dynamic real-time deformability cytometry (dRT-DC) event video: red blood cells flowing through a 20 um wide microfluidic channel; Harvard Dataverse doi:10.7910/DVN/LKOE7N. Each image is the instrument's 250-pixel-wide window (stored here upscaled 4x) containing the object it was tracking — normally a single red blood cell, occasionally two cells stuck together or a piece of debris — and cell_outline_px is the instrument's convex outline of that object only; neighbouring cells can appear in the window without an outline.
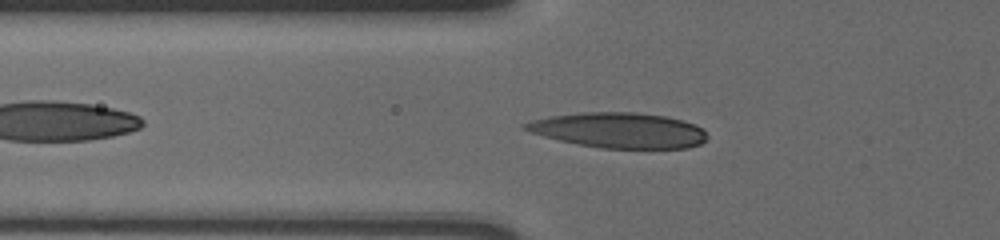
{"species": "human", "species_latin": "Homo sapiens", "temperature_condition": "cold", "stored_images_in_passage": 43, "camera_frame_rate_fps": 3000, "um_per_image_px": 0.085, "donor": {"sex": "male"}, "frame": {"image": 1, "passage_image": 6, "time_ms": 1.667, "image_size_px": [1000, 240], "cell_outline_px": [[708, 136], [700, 144], [688, 148], [600, 148], [576, 144], [544, 136], [520, 128], [520, 124], [532, 120], [548, 116], [580, 112], [632, 112], [664, 116], [684, 120], [696, 124], [704, 128]], "centroid_in_image_um": [52.6, 11.07], "position_along_channel_um": 73.2, "area_um2": 37.69}}
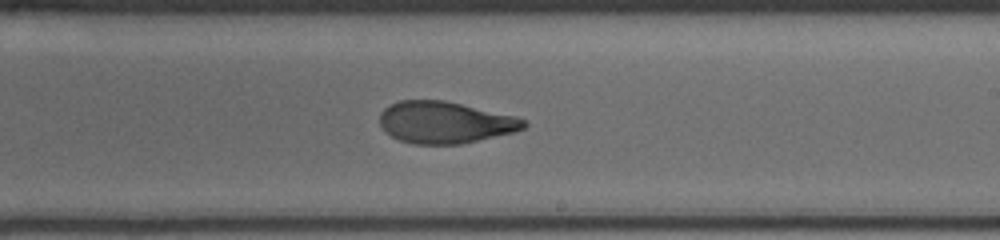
{"frame": {"image": 2, "passage_image": 21, "time_ms": 6.667, "image_size_px": [1000, 240], "cell_outline_px": [[528, 124], [524, 128], [512, 132], [460, 144], [412, 144], [400, 140], [392, 136], [380, 124], [380, 112], [384, 108], [400, 100], [444, 100], [516, 116], [524, 120]], "centroid_in_image_um": [37.82, 10.4], "position_along_channel_um": 251.2, "area_um2": 34.74}}
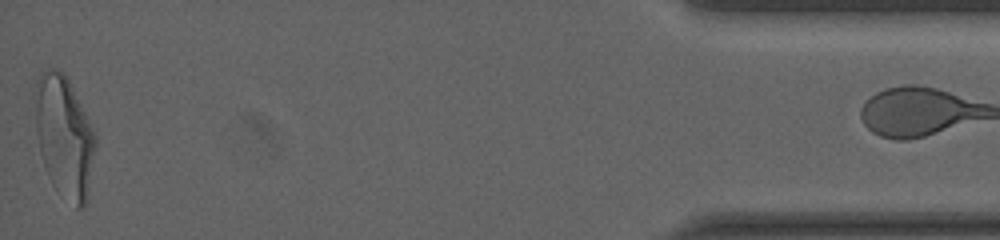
{"frame": {"image": 3, "passage_image": 42, "time_ms": 13.667, "image_size_px": [1000, 240], "cell_outline_px": [[96, 148], [88, 200], [84, 208], [76, 208], [52, 184], [44, 168], [40, 152], [36, 132], [32, 92], [36, 80], [40, 72], [48, 68], [52, 68], [60, 72], [68, 80], [96, 136]], "centroid_in_image_um": [5.43, 11.62], "position_along_channel_um": 429.8, "area_um2": 43.12}}